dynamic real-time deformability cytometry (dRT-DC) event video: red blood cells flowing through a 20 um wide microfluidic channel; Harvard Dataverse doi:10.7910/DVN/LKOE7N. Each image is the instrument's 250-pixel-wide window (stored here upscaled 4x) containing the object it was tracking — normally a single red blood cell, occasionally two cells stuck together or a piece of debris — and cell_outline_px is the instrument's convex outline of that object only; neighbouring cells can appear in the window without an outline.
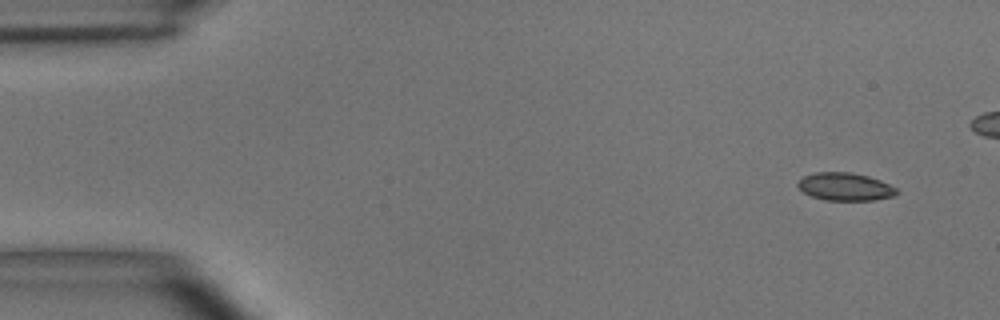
{"species": "common noctule bat (a hibernating species)", "species_latin": "Nyctalus noctula", "temperature_condition": "room temperature", "stored_images_in_passage": 46, "camera_frame_rate_fps": 3000, "um_per_image_px": 0.085, "animal": {"sex": "male", "body_mass_g": 15.6}, "frame": {"image": 1, "passage_image": 1, "time_ms": 0.0, "image_size_px": [1000, 320], "cell_outline_px": [[896, 196], [872, 200], [824, 200], [812, 196], [804, 192], [796, 184], [804, 176], [816, 172], [848, 172], [868, 176], [880, 180], [896, 188]], "centroid_in_image_um": [71.83, 15.87], "position_along_channel_um": 13.2, "area_um2": 15.84}}
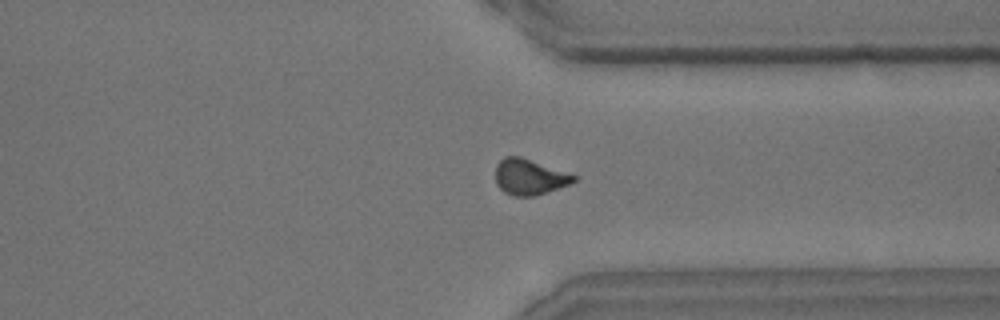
{"frame": {"image": 2, "passage_image": 39, "time_ms": 12.667, "image_size_px": [1000, 320], "cell_outline_px": [[576, 180], [568, 184], [532, 196], [512, 196], [504, 192], [496, 184], [496, 164], [504, 156], [520, 156], [576, 176]], "centroid_in_image_um": [44.93, 15.03], "position_along_channel_um": 366.5, "area_um2": 15.9}}
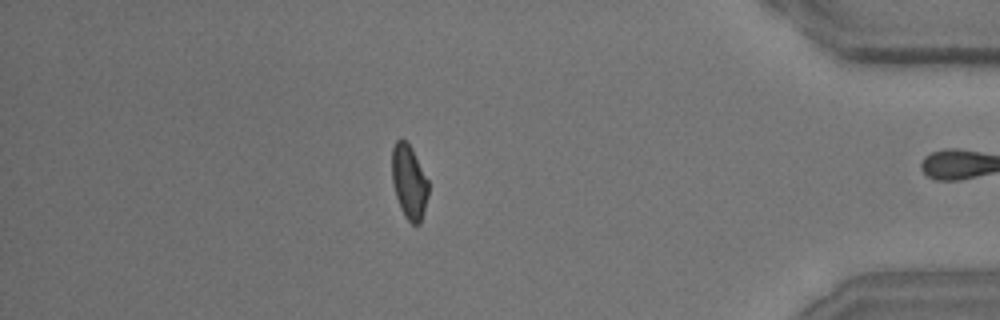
{"frame": {"image": 3, "passage_image": 45, "time_ms": 14.667, "image_size_px": [1000, 320], "cell_outline_px": [[428, 196], [424, 212], [420, 224], [412, 224], [404, 216], [400, 208], [396, 196], [392, 180], [392, 148], [396, 140], [404, 140], [412, 148], [428, 180]], "centroid_in_image_um": [34.77, 15.48], "position_along_channel_um": 400.4, "area_um2": 15.72}, "authors_computed_cell_mechanics": {"area_um2": 16.4152, "velocity_mm_per_s": 3.6377, "shape_relaxation_time_tau1_ms": 7.0075, "shape_relaxation_time_tau2_ms": 2.716, "deformation_change_tau1": 0.1389, "deformation_change_tau2": 0.071}}